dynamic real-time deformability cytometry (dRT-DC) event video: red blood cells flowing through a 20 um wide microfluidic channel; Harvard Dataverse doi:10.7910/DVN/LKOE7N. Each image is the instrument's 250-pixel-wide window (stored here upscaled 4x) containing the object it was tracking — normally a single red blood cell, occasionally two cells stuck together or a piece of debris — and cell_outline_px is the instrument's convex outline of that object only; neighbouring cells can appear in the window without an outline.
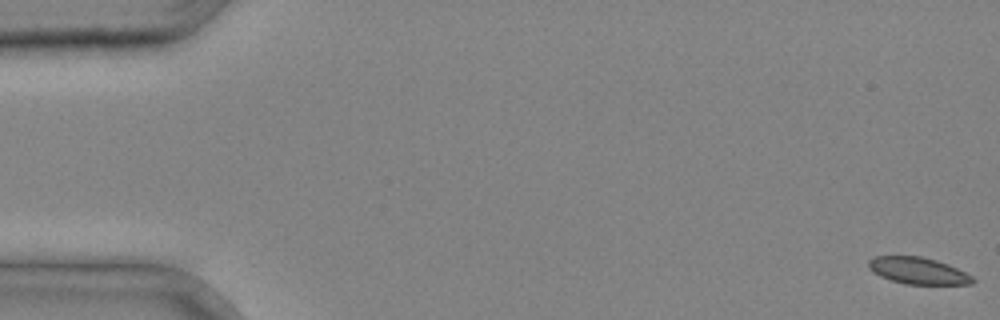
{"species": "common noctule bat (a hibernating species)", "species_latin": "Nyctalus noctula", "temperature_condition": "cold", "stored_images_in_passage": 38, "camera_frame_rate_fps": 3000, "um_per_image_px": 0.085, "animal": {"sex": "male", "body_mass_g": 20.4}, "frame": {"image": 1, "passage_image": 1, "time_ms": 0.0, "image_size_px": [1000, 320], "cell_outline_px": [[976, 280], [972, 284], [904, 284], [880, 276], [872, 272], [868, 268], [868, 260], [872, 256], [920, 256], [936, 260], [948, 264], [972, 276]], "centroid_in_image_um": [78.0, 23.01], "position_along_channel_um": 7.0, "area_um2": 16.24}}
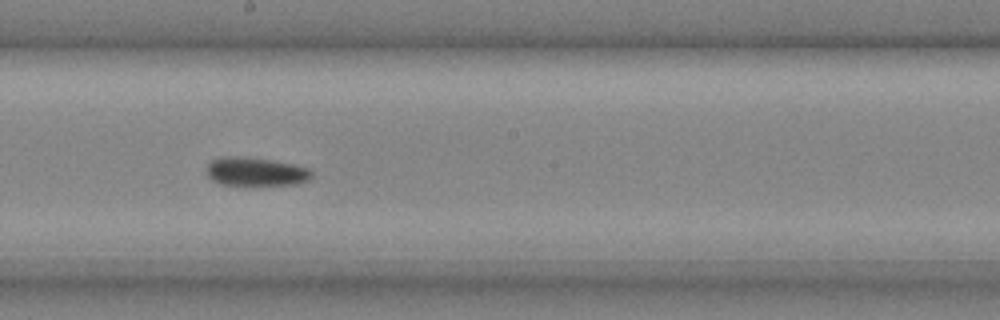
{"frame": {"image": 2, "passage_image": 22, "time_ms": 7.0, "image_size_px": [1000, 320], "cell_outline_px": [[312, 176], [308, 180], [296, 184], [256, 188], [244, 188], [220, 184], [212, 180], [208, 176], [208, 164], [212, 160], [220, 156], [244, 156], [272, 160], [292, 164], [308, 168], [312, 172]], "centroid_in_image_um": [21.72, 14.65], "position_along_channel_um": 226.5, "area_um2": 18.55}}
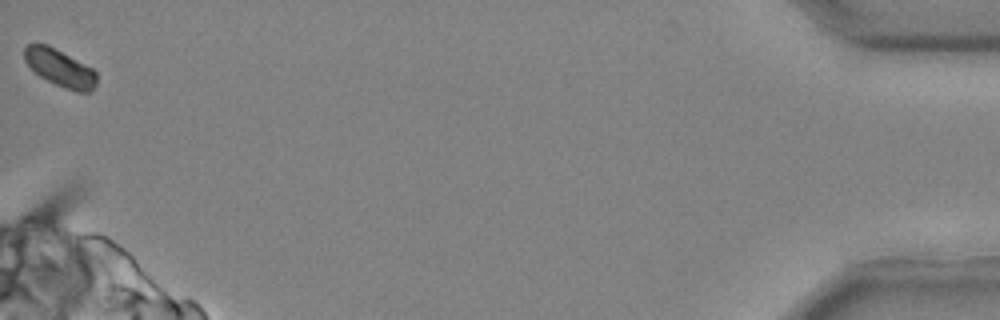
{"frame": {"image": 3, "passage_image": 38, "time_ms": 12.333, "image_size_px": [1000, 320], "cell_outline_px": [[96, 84], [88, 92], [76, 92], [64, 88], [40, 76], [24, 60], [24, 48], [28, 44], [48, 44], [92, 68], [96, 72]], "centroid_in_image_um": [5.1, 5.77], "position_along_channel_um": 430.1, "area_um2": 15.43}}